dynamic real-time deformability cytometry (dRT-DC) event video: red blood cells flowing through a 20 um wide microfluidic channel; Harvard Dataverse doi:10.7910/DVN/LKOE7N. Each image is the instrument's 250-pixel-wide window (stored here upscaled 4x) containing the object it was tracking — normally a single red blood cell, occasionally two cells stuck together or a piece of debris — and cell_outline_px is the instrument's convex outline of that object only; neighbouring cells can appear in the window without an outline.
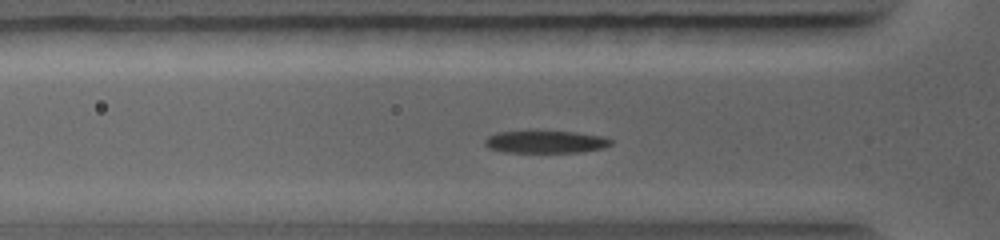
{"species": "common noctule bat (a hibernating species)", "species_latin": "Nyctalus noctula", "temperature_condition": "warm", "stored_images_in_passage": 26, "camera_frame_rate_fps": 5000, "um_per_image_px": 0.085, "animal": {"sex": "female", "body_mass_g": 19.0, "forearm_length_mm": 56.7}, "frame": {"image": 1, "passage_image": 3, "time_ms": 0.6, "image_size_px": [1000, 240], "cell_outline_px": [[612, 144], [604, 148], [580, 152], [504, 152], [488, 148], [484, 144], [484, 140], [488, 136], [496, 132], [528, 128], [576, 132], [604, 136], [612, 140]], "centroid_in_image_um": [46.32, 12.0], "position_along_channel_um": 79.5, "area_um2": 17.51}}
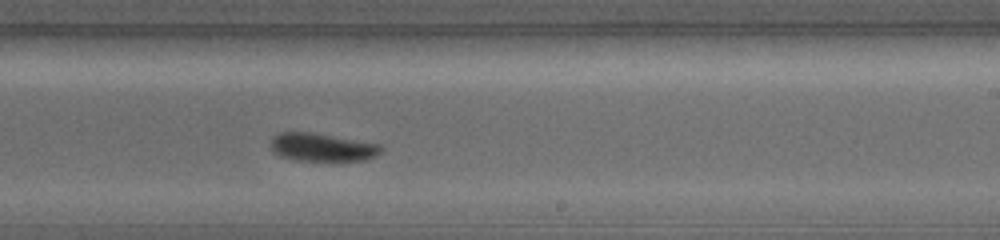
{"frame": {"image": 2, "passage_image": 13, "time_ms": 4.2, "image_size_px": [1000, 240], "cell_outline_px": [[384, 148], [376, 156], [364, 160], [296, 160], [280, 156], [272, 152], [268, 144], [272, 136], [280, 132], [308, 132], [380, 144]], "centroid_in_image_um": [27.31, 12.51], "position_along_channel_um": 261.7, "area_um2": 18.03}}
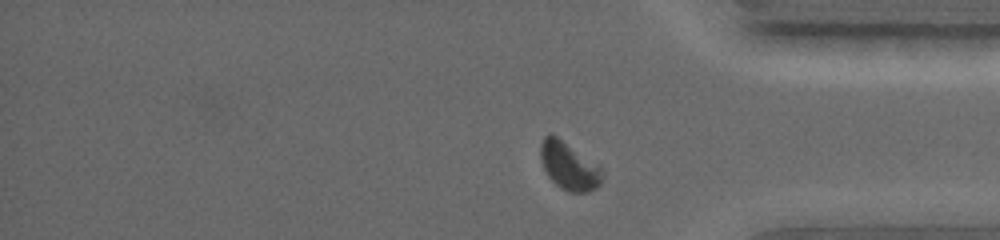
{"frame": {"image": 3, "passage_image": 23, "time_ms": 6.8, "image_size_px": [1000, 240], "cell_outline_px": [[604, 172], [600, 184], [596, 188], [588, 192], [568, 192], [560, 188], [548, 176], [544, 168], [540, 156], [540, 144], [544, 136], [548, 132], [552, 132], [600, 164], [604, 168]], "centroid_in_image_um": [48.39, 14.06], "position_along_channel_um": 386.8, "area_um2": 17.8}}